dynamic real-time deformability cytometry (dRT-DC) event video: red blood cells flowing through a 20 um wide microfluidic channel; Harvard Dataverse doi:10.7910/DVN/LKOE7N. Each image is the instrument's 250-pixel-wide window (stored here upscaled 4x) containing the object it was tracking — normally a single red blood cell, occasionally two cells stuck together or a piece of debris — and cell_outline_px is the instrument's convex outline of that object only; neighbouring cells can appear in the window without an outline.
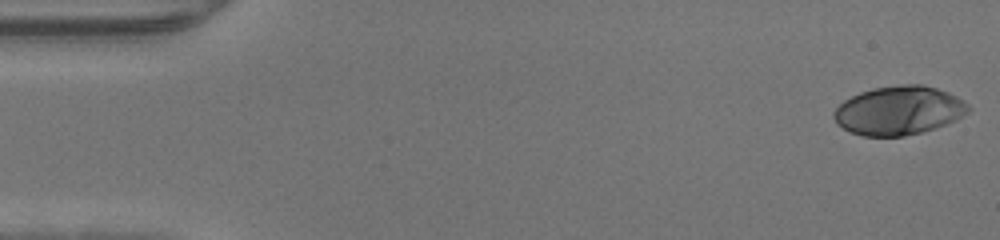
{"species": "human", "species_latin": "Homo sapiens", "temperature_condition": "warm", "stored_images_in_passage": 46, "camera_frame_rate_fps": 3000, "um_per_image_px": 0.085, "donor": {"sex": "male"}, "frame": {"image": 1, "passage_image": 1, "time_ms": 0.0, "image_size_px": [1000, 240], "cell_outline_px": [[972, 108], [968, 112], [956, 120], [936, 128], [924, 132], [904, 136], [864, 136], [848, 132], [836, 124], [832, 116], [832, 112], [844, 100], [860, 92], [872, 88], [900, 84], [924, 84], [948, 92], [964, 100]], "centroid_in_image_um": [76.39, 9.39], "position_along_channel_um": 8.6, "area_um2": 38.73}}
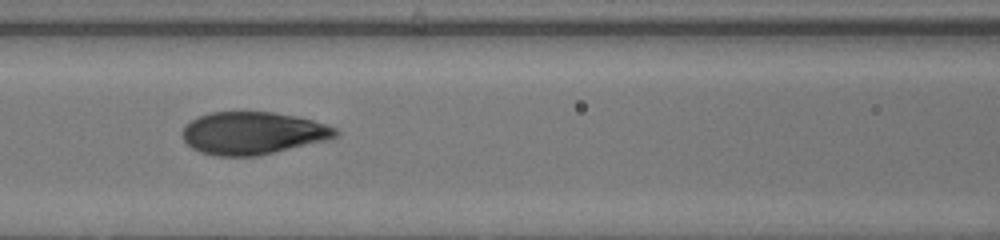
{"frame": {"image": 2, "passage_image": 20, "time_ms": 6.333, "image_size_px": [1000, 240], "cell_outline_px": [[340, 136], [328, 140], [256, 156], [216, 156], [200, 152], [192, 148], [184, 140], [184, 128], [192, 120], [200, 116], [212, 112], [272, 112], [296, 116], [312, 120], [336, 128], [340, 132]], "centroid_in_image_um": [21.54, 11.32], "position_along_channel_um": 145.1, "area_um2": 37.74}}
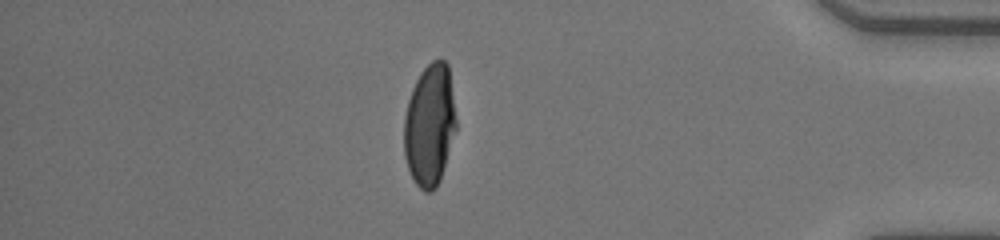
{"frame": {"image": 3, "passage_image": 40, "time_ms": 13.0, "image_size_px": [1000, 240], "cell_outline_px": [[456, 128], [440, 180], [436, 188], [432, 192], [424, 192], [416, 184], [408, 168], [404, 156], [404, 116], [408, 100], [412, 88], [420, 72], [432, 60], [444, 60], [448, 64], [456, 120]], "centroid_in_image_um": [36.51, 10.64], "position_along_channel_um": 398.7, "area_um2": 36.93}}